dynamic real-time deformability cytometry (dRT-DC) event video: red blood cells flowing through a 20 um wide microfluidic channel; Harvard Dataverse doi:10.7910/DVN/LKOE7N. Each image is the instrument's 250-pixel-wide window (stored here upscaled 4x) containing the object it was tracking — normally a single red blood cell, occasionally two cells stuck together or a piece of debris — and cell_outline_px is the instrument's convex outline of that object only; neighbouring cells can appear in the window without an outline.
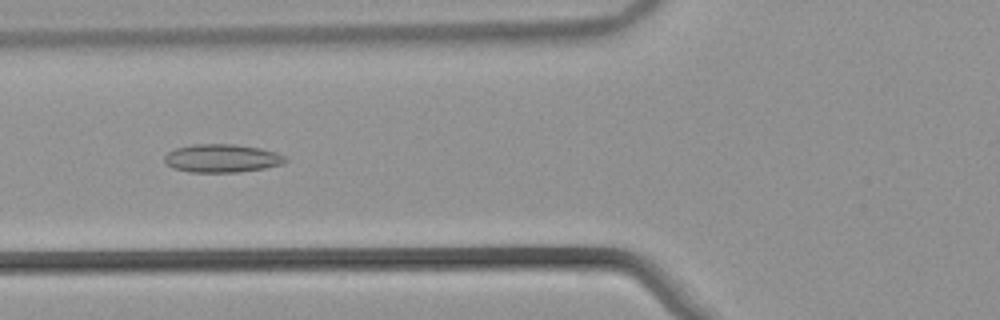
{"species": "common noctule bat (a hibernating species)", "species_latin": "Nyctalus noctula", "temperature_condition": "warm", "stored_images_in_passage": 53, "camera_frame_rate_fps": 3000, "um_per_image_px": 0.085, "animal": {"sex": "male", "body_mass_g": 21.5, "forearm_length_mm": 52.0}, "frame": {"image": 1, "passage_image": 21, "time_ms": 6.667, "image_size_px": [1000, 320], "cell_outline_px": [[288, 160], [284, 164], [264, 168], [236, 172], [188, 172], [172, 168], [164, 160], [164, 156], [168, 152], [176, 148], [192, 144], [232, 144], [260, 148], [276, 152], [284, 156]], "centroid_in_image_um": [18.86, 13.45], "position_along_channel_um": 106.9, "area_um2": 19.88}}
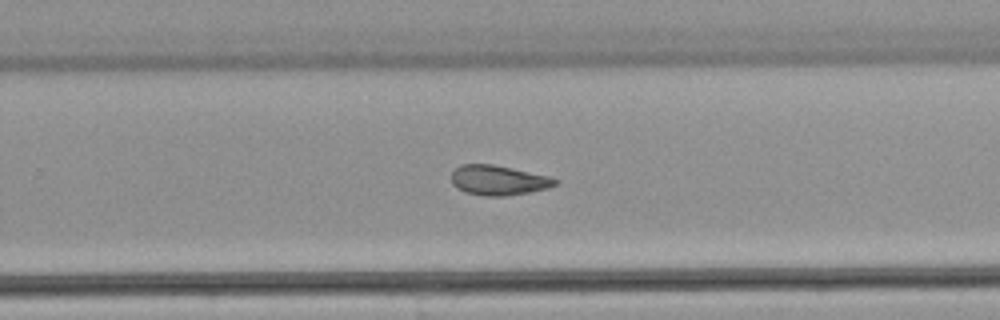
{"frame": {"image": 2, "passage_image": 35, "time_ms": 11.333, "image_size_px": [1000, 320], "cell_outline_px": [[560, 180], [556, 184], [548, 188], [528, 192], [504, 196], [484, 196], [464, 192], [456, 188], [452, 184], [452, 172], [460, 164], [492, 164], [512, 168], [548, 176]], "centroid_in_image_um": [42.34, 15.32], "position_along_channel_um": 287.5, "area_um2": 18.03}}
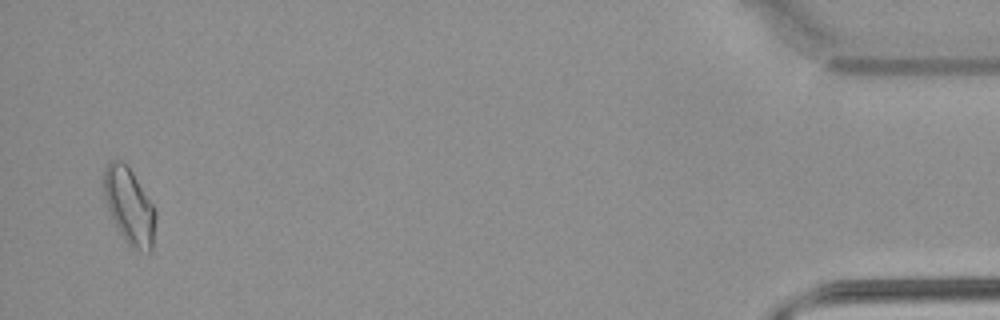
{"frame": {"image": 3, "passage_image": 52, "time_ms": 17.0, "image_size_px": [1000, 320], "cell_outline_px": [[156, 220], [152, 248], [148, 252], [132, 248], [128, 244], [120, 232], [108, 208], [104, 196], [104, 168], [112, 160], [124, 160], [156, 208]], "centroid_in_image_um": [11.02, 17.49], "position_along_channel_um": 424.2, "area_um2": 22.77}, "authors_computed_cell_mechanics": {"area_um2": 19.3052, "velocity_mm_per_s": 3.8762, "shape_relaxation_time_tau1_ms": null, "shape_relaxation_time_tau2_ms": 5.2195, "deformation_change_tau1": null, "deformation_change_tau2": 0.1303}}